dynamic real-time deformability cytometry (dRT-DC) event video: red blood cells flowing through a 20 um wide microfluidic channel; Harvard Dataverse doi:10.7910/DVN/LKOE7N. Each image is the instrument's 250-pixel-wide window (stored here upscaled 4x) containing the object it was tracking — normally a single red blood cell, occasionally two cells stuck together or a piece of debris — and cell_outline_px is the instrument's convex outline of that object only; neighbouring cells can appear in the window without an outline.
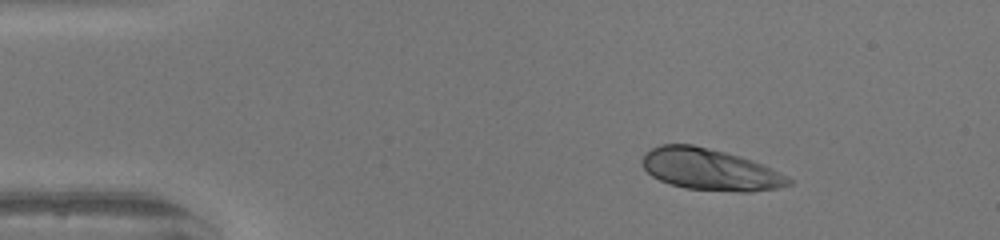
{"species": "human", "species_latin": "Homo sapiens", "temperature_condition": "warm", "stored_images_in_passage": 20, "camera_frame_rate_fps": 3000, "um_per_image_px": 0.085, "donor": {"sex": "female"}, "frame": {"image": 1, "passage_image": 1, "time_ms": 0.0, "image_size_px": [1000, 240], "cell_outline_px": [[792, 184], [776, 188], [748, 192], [736, 192], [684, 188], [660, 180], [652, 176], [644, 168], [640, 160], [644, 152], [660, 144], [692, 144], [740, 156], [752, 160], [788, 176], [792, 180]], "centroid_in_image_um": [60.32, 14.4], "position_along_channel_um": 24.7, "area_um2": 35.37}}
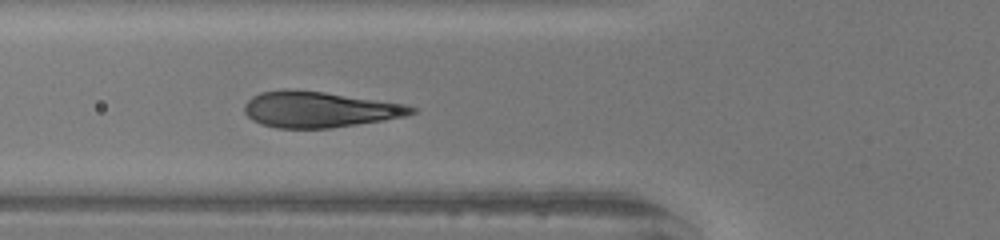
{"frame": {"image": 2, "passage_image": 12, "time_ms": 3.667, "image_size_px": [1000, 240], "cell_outline_px": [[416, 112], [404, 116], [384, 120], [328, 128], [276, 128], [252, 120], [244, 112], [244, 104], [252, 96], [260, 92], [284, 88], [288, 88], [324, 92], [404, 104], [416, 108]], "centroid_in_image_um": [27.08, 9.29], "position_along_channel_um": 98.7, "area_um2": 34.8}}
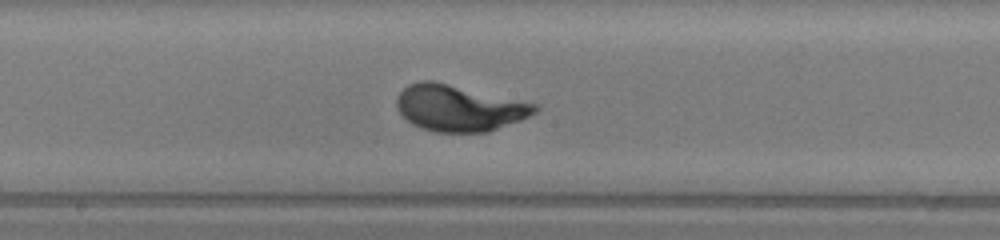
{"frame": {"image": 3, "passage_image": 20, "time_ms": 6.333, "image_size_px": [1000, 240], "cell_outline_px": [[540, 108], [536, 112], [520, 120], [488, 132], [436, 132], [412, 124], [396, 108], [396, 100], [400, 92], [408, 84], [420, 80], [432, 80], [540, 104]], "centroid_in_image_um": [39.04, 9.17], "position_along_channel_um": 209.2, "area_um2": 37.22}}